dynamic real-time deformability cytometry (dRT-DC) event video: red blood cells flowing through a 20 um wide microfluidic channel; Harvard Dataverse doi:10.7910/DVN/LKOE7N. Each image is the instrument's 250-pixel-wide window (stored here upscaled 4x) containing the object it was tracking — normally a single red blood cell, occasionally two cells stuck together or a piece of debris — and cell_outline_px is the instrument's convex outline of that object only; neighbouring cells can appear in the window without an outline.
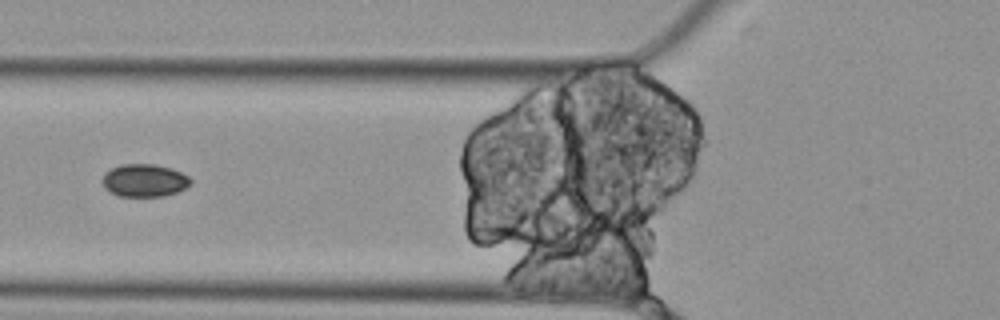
{"species": "Egyptian fruit bat (a non-hibernating species)", "species_latin": "Rousettus aegyptiacus", "temperature_condition": "cold", "stored_images_in_passage": 9, "segment_of_instrument_passage": [2, 2], "camera_frame_rate_fps": 3000, "um_per_image_px": 0.085, "animal": {"sex": "female"}, "frame": {"image": 1, "passage_image": 5, "time_ms": 1.333, "image_size_px": [1000, 320], "cell_outline_px": [[192, 184], [176, 192], [164, 196], [116, 196], [108, 192], [104, 188], [100, 180], [104, 172], [120, 164], [156, 164], [172, 168], [188, 176], [192, 180]], "centroid_in_image_um": [12.22, 15.33], "position_along_channel_um": 113.6, "area_um2": 17.17}}
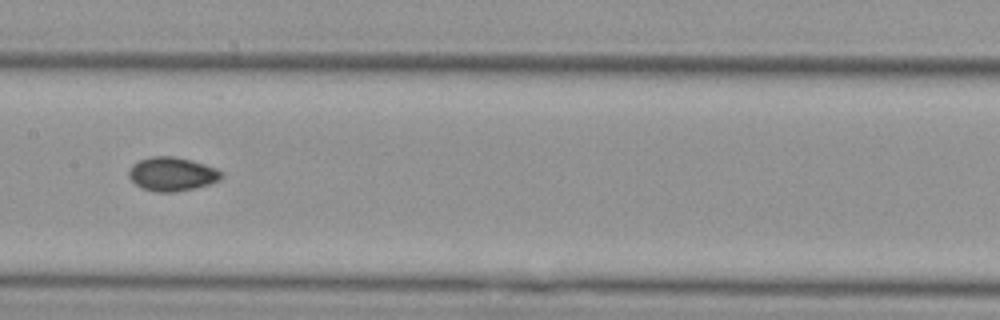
{"frame": {"image": 2, "passage_image": 7, "time_ms": 2.0, "image_size_px": [1000, 320], "cell_outline_px": [[224, 176], [220, 180], [196, 188], [176, 192], [156, 192], [140, 188], [128, 176], [128, 168], [132, 164], [140, 160], [152, 156], [172, 156], [192, 160], [216, 168], [224, 172]], "centroid_in_image_um": [14.63, 14.8], "position_along_channel_um": 192.8, "area_um2": 18.5}}
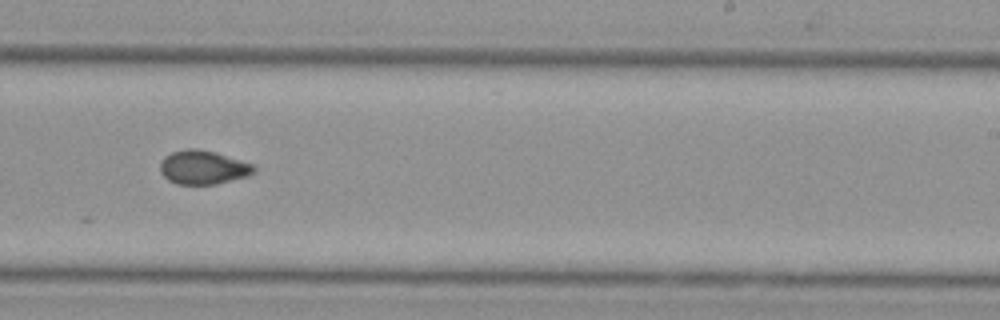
{"frame": {"image": 3, "passage_image": 9, "time_ms": 2.667, "image_size_px": [1000, 320], "cell_outline_px": [[256, 172], [248, 176], [216, 184], [176, 184], [168, 180], [160, 172], [160, 160], [164, 156], [172, 152], [184, 148], [196, 148], [216, 152], [256, 164]], "centroid_in_image_um": [17.29, 14.21], "position_along_channel_um": 271.7, "area_um2": 18.9}}